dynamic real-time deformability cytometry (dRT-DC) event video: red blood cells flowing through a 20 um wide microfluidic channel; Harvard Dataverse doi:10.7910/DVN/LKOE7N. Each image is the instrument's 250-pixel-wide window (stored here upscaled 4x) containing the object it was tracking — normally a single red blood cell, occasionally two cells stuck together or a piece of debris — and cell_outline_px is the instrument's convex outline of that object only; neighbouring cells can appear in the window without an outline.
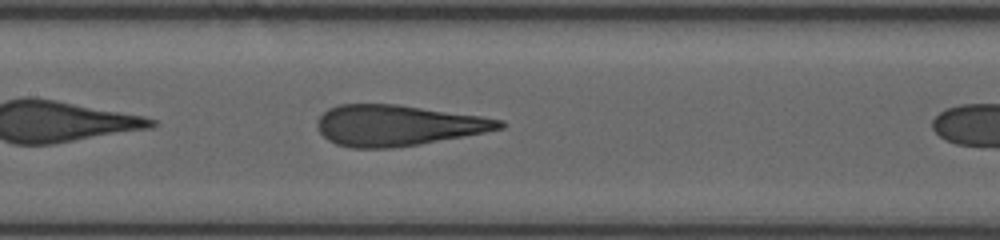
{"species": "human", "species_latin": "Homo sapiens", "temperature_condition": "room temperature", "stored_images_in_passage": 9, "camera_frame_rate_fps": 3000, "um_per_image_px": 0.085, "donor": {"sex": "female"}, "frame": {"image": 1, "passage_image": 8, "time_ms": 2.667, "image_size_px": [1000, 240], "cell_outline_px": [[508, 124], [504, 128], [484, 132], [420, 144], [392, 148], [352, 148], [336, 144], [328, 140], [320, 132], [316, 124], [316, 120], [328, 108], [336, 104], [396, 104], [480, 116], [504, 120]], "centroid_in_image_um": [33.79, 10.65], "position_along_channel_um": 173.6, "area_um2": 43.35}}